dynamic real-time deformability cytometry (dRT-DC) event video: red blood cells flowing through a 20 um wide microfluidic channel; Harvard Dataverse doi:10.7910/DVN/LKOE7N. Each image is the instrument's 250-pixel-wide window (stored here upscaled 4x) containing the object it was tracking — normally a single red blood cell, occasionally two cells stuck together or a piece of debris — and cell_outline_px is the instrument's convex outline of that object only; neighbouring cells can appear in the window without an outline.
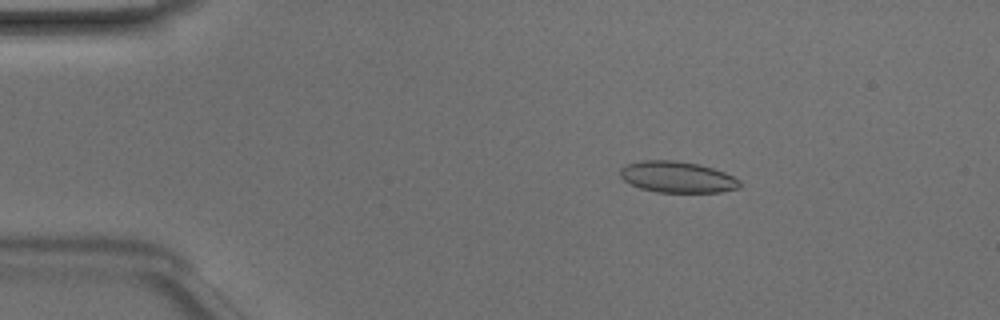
{"species": "Egyptian fruit bat (a non-hibernating species)", "species_latin": "Rousettus aegyptiacus", "temperature_condition": "room temperature", "stored_images_in_passage": 48, "camera_frame_rate_fps": 3000, "um_per_image_px": 0.085, "animal": {"sex": "male"}, "frame": {"image": 1, "passage_image": 8, "time_ms": 2.333, "image_size_px": [1000, 320], "cell_outline_px": [[740, 188], [720, 192], [656, 192], [640, 188], [624, 180], [620, 176], [620, 168], [628, 164], [640, 160], [672, 160], [700, 164], [724, 172], [740, 180]], "centroid_in_image_um": [57.57, 15.04], "position_along_channel_um": 27.4, "area_um2": 21.73}}
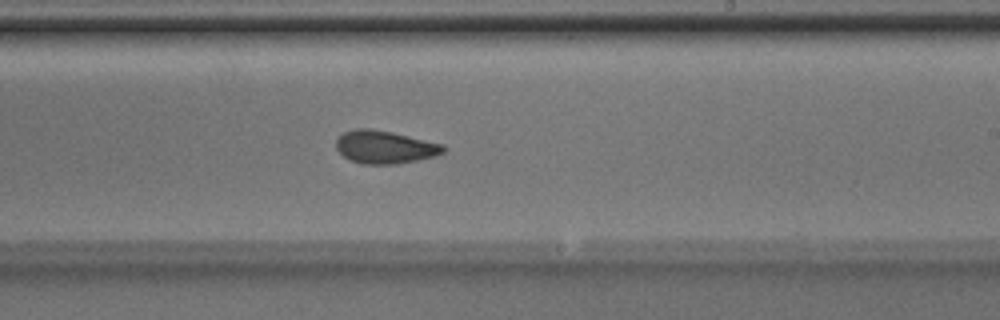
{"frame": {"image": 2, "passage_image": 29, "time_ms": 9.333, "image_size_px": [1000, 320], "cell_outline_px": [[448, 148], [444, 152], [436, 156], [396, 164], [364, 164], [352, 160], [344, 156], [336, 148], [336, 140], [344, 132], [356, 128], [368, 128], [392, 132], [444, 144]], "centroid_in_image_um": [32.75, 12.49], "position_along_channel_um": 256.3, "area_um2": 20.52}}
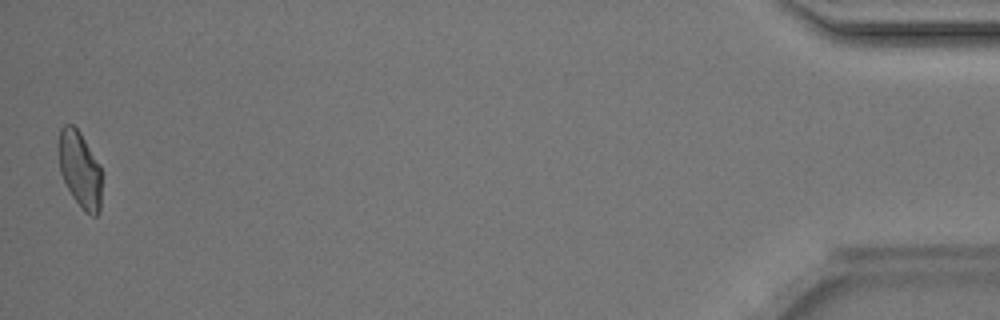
{"frame": {"image": 3, "passage_image": 48, "time_ms": 15.667, "image_size_px": [1000, 320], "cell_outline_px": [[100, 212], [96, 216], [92, 216], [84, 212], [72, 196], [60, 172], [56, 144], [60, 128], [64, 124], [72, 124], [80, 132], [100, 164]], "centroid_in_image_um": [6.75, 14.37], "position_along_channel_um": 428.5, "area_um2": 19.48}, "authors_computed_cell_mechanics": {"area_um2": 20.9814, "velocity_mm_per_s": 4.1608, "shape_relaxation_time_tau1_ms": 3.4646, "shape_relaxation_time_tau2_ms": 2.0011, "deformation_change_tau1": 0.1001, "deformation_change_tau2": 0.0687}}